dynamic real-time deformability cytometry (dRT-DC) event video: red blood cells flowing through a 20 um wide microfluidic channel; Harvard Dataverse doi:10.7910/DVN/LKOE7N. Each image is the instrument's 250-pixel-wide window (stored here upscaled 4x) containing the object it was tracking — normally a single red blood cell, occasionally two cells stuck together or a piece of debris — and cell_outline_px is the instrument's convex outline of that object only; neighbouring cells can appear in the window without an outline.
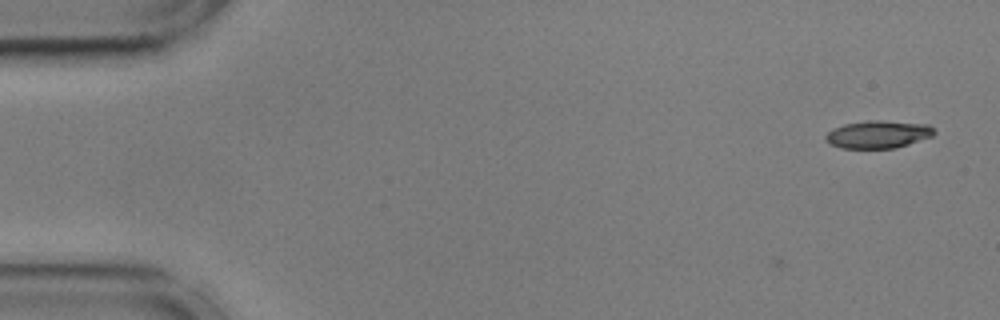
{"species": "common noctule bat (a hibernating species)", "species_latin": "Nyctalus noctula", "temperature_condition": "cold", "stored_images_in_passage": 2, "camera_frame_rate_fps": 3000, "um_per_image_px": 0.085, "animal": {"sex": "male", "body_mass_g": 17.9, "forearm_length_mm": 54.2}, "frame": {"image": 1, "passage_image": 2, "time_ms": 0.333, "image_size_px": [1000, 320], "cell_outline_px": [[936, 132], [932, 136], [896, 148], [840, 148], [824, 140], [824, 136], [832, 128], [844, 124], [868, 120], [880, 120], [928, 124]], "centroid_in_image_um": [74.61, 11.41], "position_along_channel_um": 10.4, "area_um2": 17.51}}